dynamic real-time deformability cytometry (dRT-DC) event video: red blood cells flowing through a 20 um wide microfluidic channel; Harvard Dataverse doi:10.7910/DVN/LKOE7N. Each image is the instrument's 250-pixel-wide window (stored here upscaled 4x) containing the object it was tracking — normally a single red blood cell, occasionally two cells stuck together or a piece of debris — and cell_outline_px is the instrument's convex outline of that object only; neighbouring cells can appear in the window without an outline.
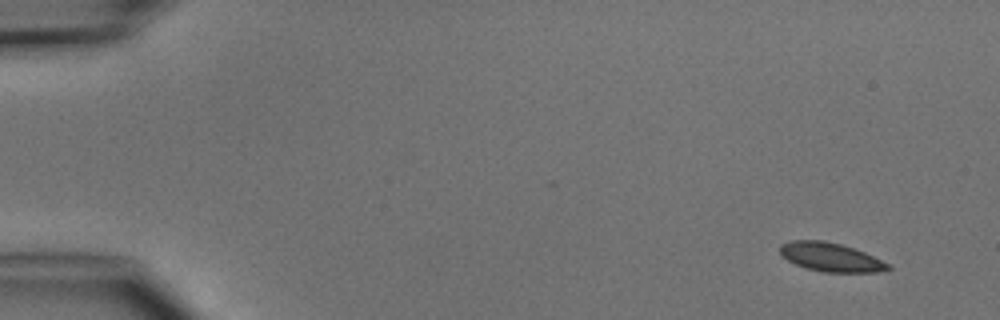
{"species": "common noctule bat (a hibernating species)", "species_latin": "Nyctalus noctula", "temperature_condition": "cold", "stored_images_in_passage": 5, "camera_frame_rate_fps": 3000, "um_per_image_px": 0.085, "animal": {"sex": "male", "body_mass_g": 15.6}, "frame": {"image": 1, "passage_image": 1, "time_ms": 0.0, "image_size_px": [1000, 320], "cell_outline_px": [[892, 268], [880, 272], [824, 272], [804, 268], [780, 256], [780, 244], [792, 240], [824, 240], [840, 244], [864, 252], [888, 264]], "centroid_in_image_um": [70.56, 21.86], "position_along_channel_um": 14.4, "area_um2": 18.03}}
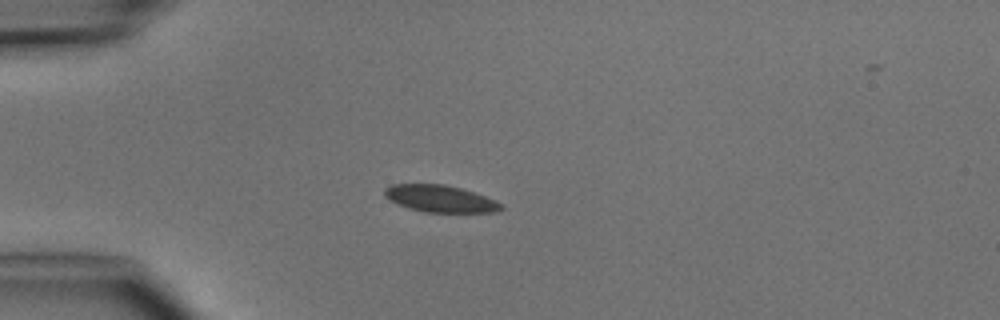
{"frame": {"image": 2, "passage_image": 4, "time_ms": 3.333, "image_size_px": [1000, 320], "cell_outline_px": [[504, 208], [496, 212], [424, 212], [408, 208], [396, 204], [384, 196], [384, 188], [392, 184], [444, 184], [460, 188], [496, 200], [504, 204]], "centroid_in_image_um": [37.4, 16.89], "position_along_channel_um": 47.6, "area_um2": 18.38}}